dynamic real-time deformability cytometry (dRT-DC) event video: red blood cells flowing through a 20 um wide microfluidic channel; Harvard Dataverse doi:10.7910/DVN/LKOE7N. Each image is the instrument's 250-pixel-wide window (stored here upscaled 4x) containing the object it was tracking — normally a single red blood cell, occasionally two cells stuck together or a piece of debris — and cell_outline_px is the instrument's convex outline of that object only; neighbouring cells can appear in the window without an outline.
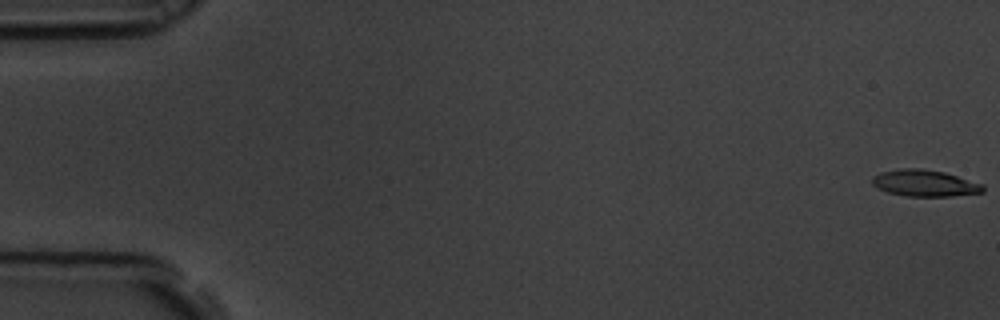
{"species": "common noctule bat (a hibernating species)", "species_latin": "Nyctalus noctula", "temperature_condition": "room temperature", "stored_images_in_passage": 56, "camera_frame_rate_fps": 3000, "um_per_image_px": 0.085, "animal": {"sex": "male", "body_mass_g": 19.5, "forearm_length_mm": 54.6}, "frame": {"image": 1, "passage_image": 1, "time_ms": 0.0, "image_size_px": [1000, 320], "cell_outline_px": [[984, 192], [952, 196], [908, 196], [888, 192], [876, 188], [872, 184], [872, 176], [880, 172], [900, 168], [920, 168], [944, 172], [984, 184]], "centroid_in_image_um": [78.59, 15.56], "position_along_channel_um": 6.4, "area_um2": 17.22}}
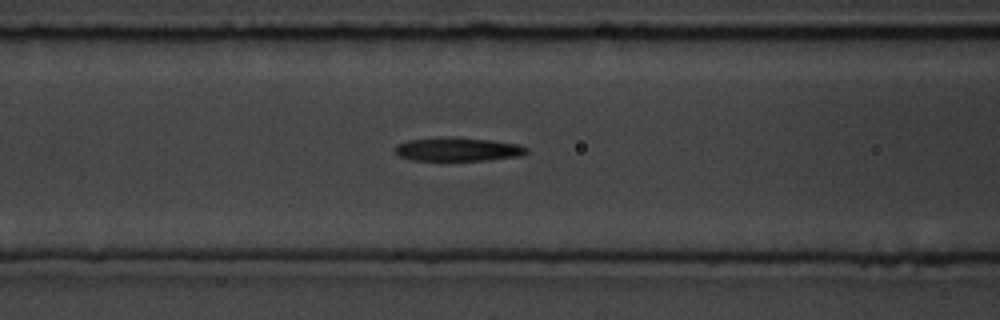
{"frame": {"image": 2, "passage_image": 25, "time_ms": 8.0, "image_size_px": [1000, 320], "cell_outline_px": [[528, 152], [520, 156], [484, 160], [412, 160], [400, 156], [396, 152], [396, 144], [408, 140], [492, 140], [520, 144], [528, 148]], "centroid_in_image_um": [38.99, 12.74], "position_along_channel_um": 127.6, "area_um2": 16.94}}
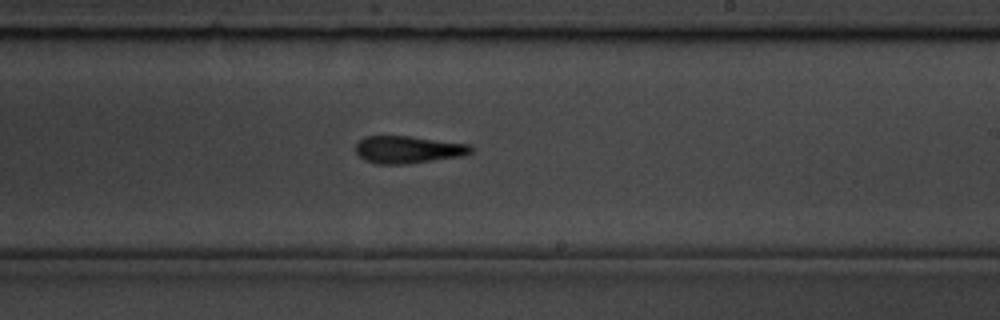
{"frame": {"image": 3, "passage_image": 36, "time_ms": 11.667, "image_size_px": [1000, 320], "cell_outline_px": [[472, 152], [460, 156], [408, 164], [376, 164], [364, 160], [356, 152], [356, 144], [364, 136], [412, 136], [468, 144], [472, 148]], "centroid_in_image_um": [34.65, 12.71], "position_along_channel_um": 254.3, "area_um2": 18.32}, "authors_computed_cell_mechanics": {"area_um2": 17.9758, "velocity_mm_per_s": 3.4643, "shape_relaxation_time_tau1_ms": 3.869, "shape_relaxation_time_tau2_ms": 1.9448, "deformation_change_tau1": 0.1904, "deformation_change_tau2": 0.1281}}